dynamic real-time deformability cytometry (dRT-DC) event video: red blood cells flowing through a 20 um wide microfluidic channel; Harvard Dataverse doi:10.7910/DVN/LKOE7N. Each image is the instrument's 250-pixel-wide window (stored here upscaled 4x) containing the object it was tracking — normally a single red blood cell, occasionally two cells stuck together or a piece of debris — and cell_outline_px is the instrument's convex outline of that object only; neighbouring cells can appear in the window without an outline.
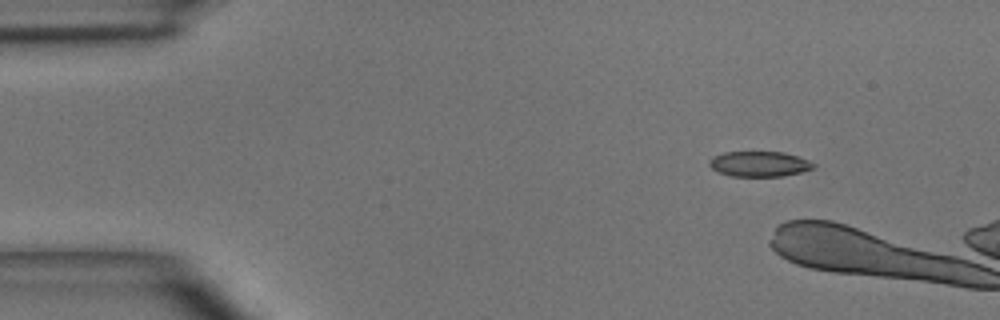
{"species": "common noctule bat (a hibernating species)", "species_latin": "Nyctalus noctula", "temperature_condition": "room temperature", "stored_images_in_passage": 3, "camera_frame_rate_fps": 3000, "um_per_image_px": 0.085, "animal": {"sex": "male", "body_mass_g": 15.6}, "frame": {"image": 1, "passage_image": 1, "time_ms": 0.0, "image_size_px": [1000, 320], "cell_outline_px": [[816, 168], [784, 176], [732, 176], [716, 172], [708, 164], [708, 160], [712, 156], [724, 152], [784, 152], [808, 160], [816, 164]], "centroid_in_image_um": [64.52, 13.94], "position_along_channel_um": 20.5, "area_um2": 15.49}}